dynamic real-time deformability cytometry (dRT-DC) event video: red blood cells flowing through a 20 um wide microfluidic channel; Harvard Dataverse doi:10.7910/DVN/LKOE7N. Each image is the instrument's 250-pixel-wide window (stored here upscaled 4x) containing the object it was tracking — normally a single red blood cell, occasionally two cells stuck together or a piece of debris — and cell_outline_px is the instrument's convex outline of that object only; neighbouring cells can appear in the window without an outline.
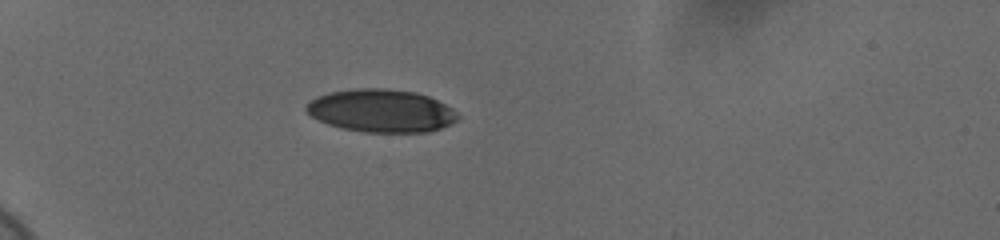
{"species": "human", "species_latin": "Homo sapiens", "temperature_condition": "cold", "stored_images_in_passage": 40, "camera_frame_rate_fps": 3000, "um_per_image_px": 0.085, "donor": {"sex": "female"}, "frame": {"image": 1, "passage_image": 1, "time_ms": 0.0, "image_size_px": [1000, 240], "cell_outline_px": [[460, 116], [456, 120], [440, 128], [428, 132], [364, 132], [340, 128], [328, 124], [312, 116], [304, 108], [316, 96], [332, 92], [356, 88], [380, 88], [416, 92], [428, 96], [452, 108]], "centroid_in_image_um": [32.4, 9.42], "position_along_channel_um": 52.6, "area_um2": 37.57}}
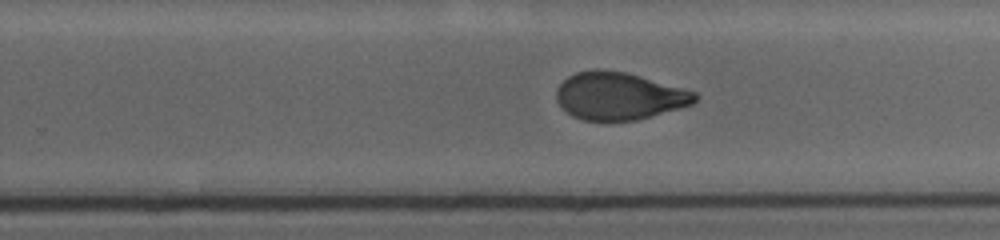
{"frame": {"image": 2, "passage_image": 22, "time_ms": 7.0, "image_size_px": [1000, 240], "cell_outline_px": [[700, 96], [692, 104], [680, 108], [636, 120], [584, 120], [572, 116], [556, 100], [556, 88], [568, 76], [576, 72], [592, 68], [600, 68], [624, 72], [696, 92]], "centroid_in_image_um": [52.59, 8.15], "position_along_channel_um": 277.2, "area_um2": 38.09}}
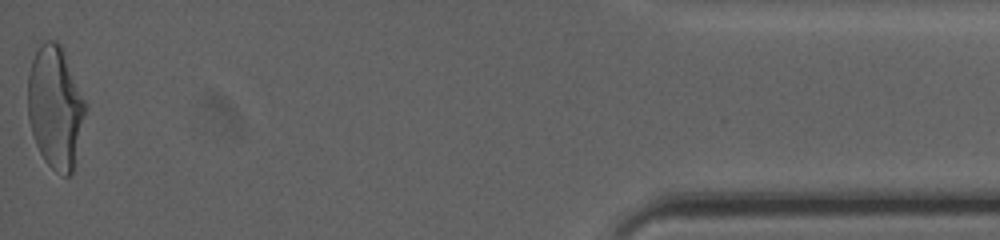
{"frame": {"image": 3, "passage_image": 40, "time_ms": 13.0, "image_size_px": [1000, 240], "cell_outline_px": [[88, 108], [72, 172], [68, 176], [64, 176], [56, 172], [44, 160], [36, 144], [28, 120], [28, 76], [32, 60], [40, 44], [44, 40], [56, 40], [64, 48]], "centroid_in_image_um": [4.72, 9.09], "position_along_channel_um": 430.5, "area_um2": 41.44}, "authors_computed_cell_mechanics": {"area_um2": 39.6797, "velocity_mm_per_s": 3.6944, "shape_relaxation_time_tau1_ms": 5.4885, "shape_relaxation_time_tau2_ms": 1.517, "deformation_change_tau1": 0.1787, "deformation_change_tau2": 0.0722}}